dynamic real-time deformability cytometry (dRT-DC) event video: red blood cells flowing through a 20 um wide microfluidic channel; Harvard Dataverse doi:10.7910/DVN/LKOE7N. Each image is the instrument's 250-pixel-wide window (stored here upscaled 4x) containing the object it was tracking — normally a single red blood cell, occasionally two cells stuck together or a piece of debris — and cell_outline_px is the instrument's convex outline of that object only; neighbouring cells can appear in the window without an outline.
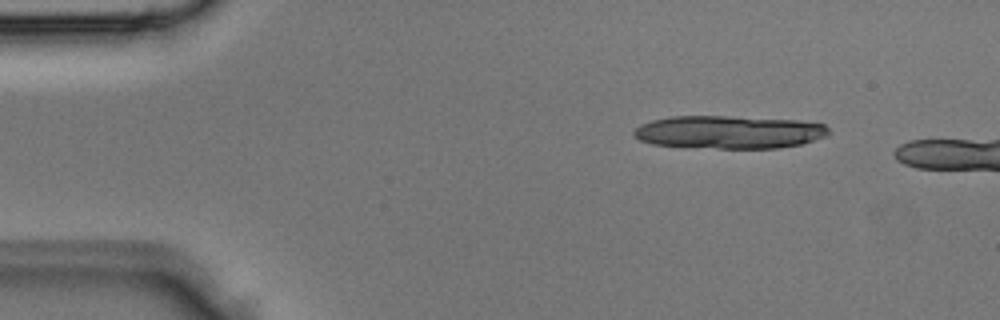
{"species": "Egyptian fruit bat (a non-hibernating species)", "species_latin": "Rousettus aegyptiacus", "temperature_condition": "room temperature", "stored_images_in_passage": 2, "camera_frame_rate_fps": 3000, "um_per_image_px": 0.085, "animal": {"sex": "male"}, "frame": {"image": 1, "passage_image": 1, "time_ms": 0.0, "image_size_px": [1000, 320], "cell_outline_px": [[828, 132], [824, 136], [800, 144], [776, 148], [716, 148], [652, 144], [640, 140], [632, 136], [632, 132], [640, 124], [652, 120], [668, 116], [728, 116], [800, 120], [824, 124], [828, 128]], "centroid_in_image_um": [61.91, 11.21], "position_along_channel_um": 23.1, "area_um2": 37.34}}